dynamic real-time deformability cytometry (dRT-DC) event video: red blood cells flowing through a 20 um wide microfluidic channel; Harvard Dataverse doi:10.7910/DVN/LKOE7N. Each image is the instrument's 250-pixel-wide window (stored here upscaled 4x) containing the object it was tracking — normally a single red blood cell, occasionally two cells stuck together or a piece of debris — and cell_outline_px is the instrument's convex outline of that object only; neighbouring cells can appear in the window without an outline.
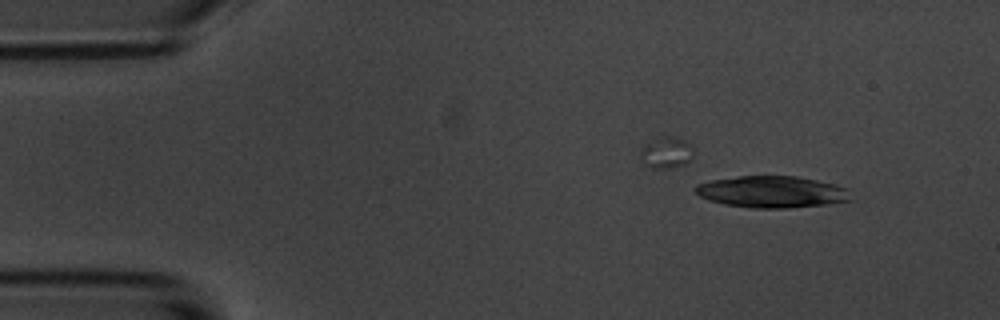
{"species": "common noctule bat (a hibernating species)", "species_latin": "Nyctalus noctula", "temperature_condition": "room temperature", "stored_images_in_passage": 27, "camera_frame_rate_fps": 3000, "um_per_image_px": 0.085, "animal": {"sex": "male", "body_mass_g": 20.1, "forearm_length_mm": 53.5}, "frame": {"image": 1, "passage_image": 1, "time_ms": 0.0, "image_size_px": [1000, 320], "cell_outline_px": [[856, 200], [828, 204], [788, 208], [752, 208], [724, 204], [708, 200], [700, 196], [696, 192], [696, 184], [712, 180], [736, 176], [796, 176], [816, 180], [848, 188]], "centroid_in_image_um": [65.67, 16.31], "position_along_channel_um": 19.3, "area_um2": 28.9}}